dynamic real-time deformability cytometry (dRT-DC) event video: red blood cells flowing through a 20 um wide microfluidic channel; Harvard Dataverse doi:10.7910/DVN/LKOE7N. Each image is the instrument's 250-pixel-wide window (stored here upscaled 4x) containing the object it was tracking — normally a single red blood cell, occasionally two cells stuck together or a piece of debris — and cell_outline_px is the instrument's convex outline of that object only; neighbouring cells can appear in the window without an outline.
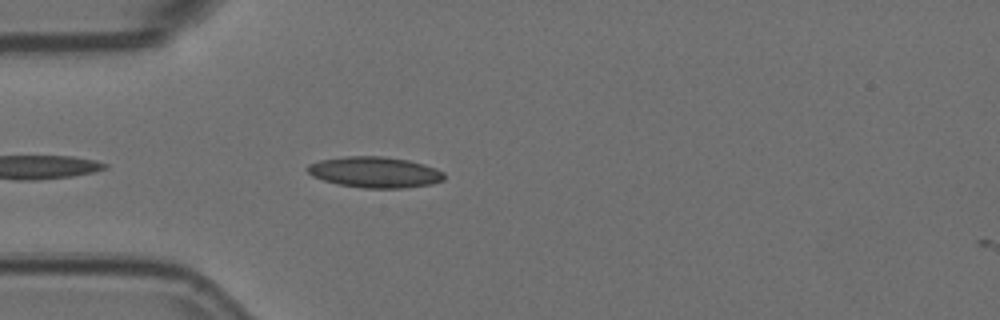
{"species": "Egyptian fruit bat (a non-hibernating species)", "species_latin": "Rousettus aegyptiacus", "temperature_condition": "room temperature", "stored_images_in_passage": 4, "camera_frame_rate_fps": 3000, "um_per_image_px": 0.085, "animal": {"sex": "female"}, "frame": {"image": 1, "passage_image": 3, "time_ms": 0.667, "image_size_px": [1000, 320], "cell_outline_px": [[444, 180], [432, 184], [404, 188], [364, 188], [336, 184], [312, 176], [304, 168], [308, 164], [320, 160], [344, 156], [384, 156], [408, 160], [424, 164], [436, 168], [444, 172]], "centroid_in_image_um": [31.85, 14.63], "position_along_channel_um": 53.1, "area_um2": 24.85}}